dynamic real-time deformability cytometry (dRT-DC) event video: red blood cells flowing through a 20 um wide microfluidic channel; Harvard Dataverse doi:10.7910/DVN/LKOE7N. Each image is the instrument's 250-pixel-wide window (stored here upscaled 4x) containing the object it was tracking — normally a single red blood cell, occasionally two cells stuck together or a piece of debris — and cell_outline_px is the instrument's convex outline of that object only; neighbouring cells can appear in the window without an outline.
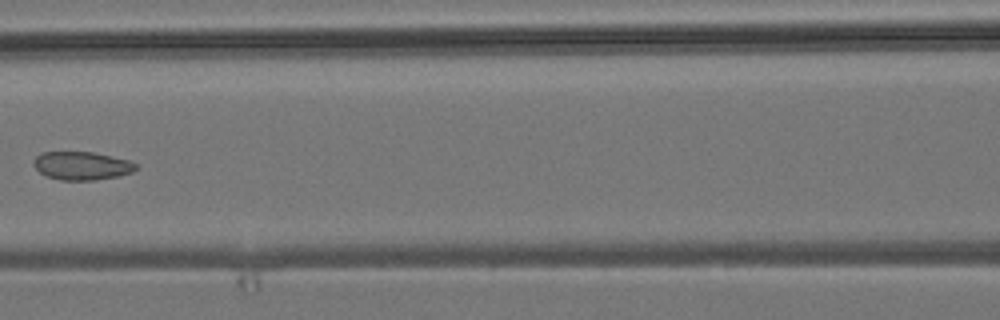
{"species": "common noctule bat (a hibernating species)", "species_latin": "Nyctalus noctula", "temperature_condition": "room temperature", "stored_images_in_passage": 7, "camera_frame_rate_fps": 3000, "um_per_image_px": 0.085, "animal": {"sex": "male", "body_mass_g": 19.2, "forearm_length_mm": 51.8}, "frame": {"image": 1, "passage_image": 7, "time_ms": 7.0, "image_size_px": [1000, 320], "cell_outline_px": [[136, 168], [132, 172], [120, 176], [92, 180], [60, 180], [48, 176], [40, 172], [32, 164], [32, 160], [40, 152], [92, 152], [128, 160], [136, 164]], "centroid_in_image_um": [6.92, 14.08], "position_along_channel_um": 159.7, "area_um2": 16.76}}